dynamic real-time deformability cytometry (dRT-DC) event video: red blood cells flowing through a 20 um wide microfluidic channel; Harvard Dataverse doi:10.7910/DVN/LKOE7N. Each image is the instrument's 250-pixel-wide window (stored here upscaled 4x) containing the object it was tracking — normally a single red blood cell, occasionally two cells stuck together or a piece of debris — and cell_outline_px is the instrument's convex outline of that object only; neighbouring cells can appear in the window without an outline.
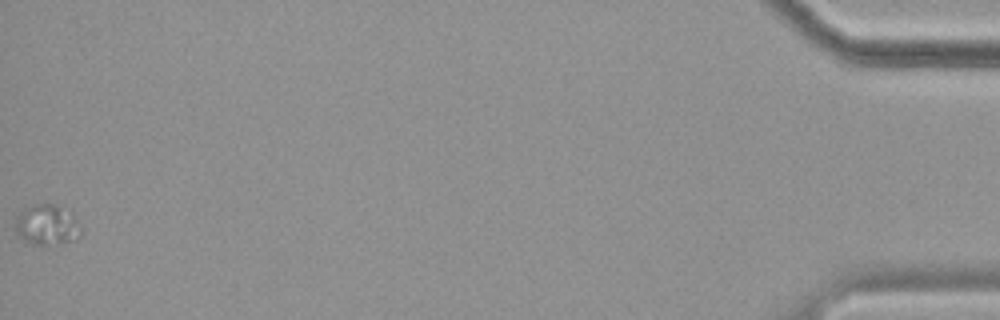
{"species": "common noctule bat (a hibernating species)", "species_latin": "Nyctalus noctula", "temperature_condition": "cold", "stored_images_in_passage": 55, "camera_frame_rate_fps": 3000, "um_per_image_px": 0.085, "animal": {"sex": "female", "body_mass_g": 19.9}, "frame": {"image": 1, "passage_image": 55, "time_ms": 18.0, "image_size_px": [1000, 320], "cell_outline_px": [[80, 236], [76, 240], [60, 244], [32, 244], [24, 240], [16, 232], [12, 224], [16, 216], [24, 208], [36, 204], [56, 204], [72, 216], [80, 228]], "centroid_in_image_um": [3.92, 19.13], "position_along_channel_um": 431.3, "area_um2": 15.37}}